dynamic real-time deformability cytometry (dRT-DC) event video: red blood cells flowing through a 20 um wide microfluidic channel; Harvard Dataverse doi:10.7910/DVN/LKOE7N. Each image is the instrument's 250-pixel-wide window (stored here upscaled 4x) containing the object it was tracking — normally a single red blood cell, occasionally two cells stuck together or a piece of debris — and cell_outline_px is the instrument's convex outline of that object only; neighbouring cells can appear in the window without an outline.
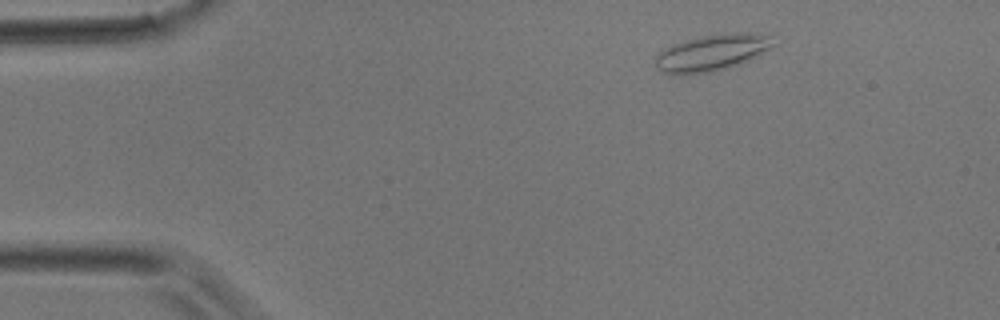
{"species": "common noctule bat (a hibernating species)", "species_latin": "Nyctalus noctula", "temperature_condition": "room temperature", "stored_images_in_passage": 2, "camera_frame_rate_fps": 3000, "um_per_image_px": 0.085, "animal": {"sex": "male", "body_mass_g": 17.9}, "frame": {"image": 1, "passage_image": 1, "time_ms": 0.0, "image_size_px": [1000, 320], "cell_outline_px": [[776, 44], [772, 48], [740, 64], [708, 72], [680, 76], [668, 76], [656, 68], [656, 56], [660, 52], [672, 44], [700, 36], [736, 32], [744, 32], [772, 36]], "centroid_in_image_um": [60.49, 4.49], "position_along_channel_um": 24.5, "area_um2": 25.26}}